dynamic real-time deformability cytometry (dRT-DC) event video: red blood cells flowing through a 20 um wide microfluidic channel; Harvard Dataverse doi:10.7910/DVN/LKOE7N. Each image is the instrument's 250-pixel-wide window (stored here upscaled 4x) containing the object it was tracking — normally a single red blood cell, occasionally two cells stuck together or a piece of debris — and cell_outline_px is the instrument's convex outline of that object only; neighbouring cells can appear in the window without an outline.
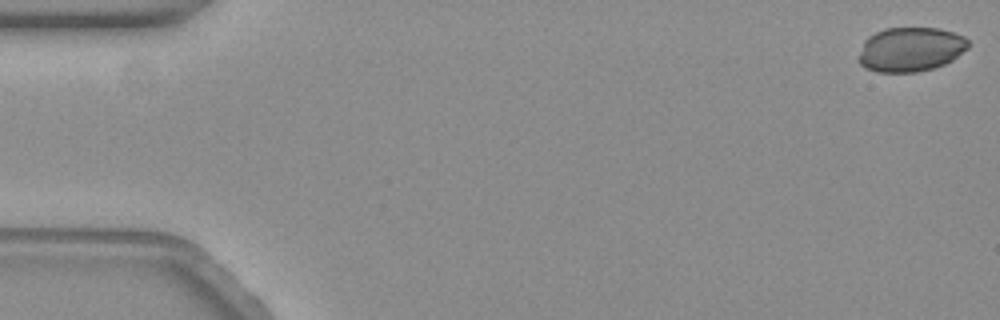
{"species": "common noctule bat (a hibernating species)", "species_latin": "Nyctalus noctula", "temperature_condition": "warm", "stored_images_in_passage": 13, "camera_frame_rate_fps": 3000, "um_per_image_px": 0.085, "animal": {"sex": "female", "body_mass_g": 19.3, "forearm_length_mm": 54.1}, "frame": {"image": 1, "passage_image": 1, "time_ms": 0.0, "image_size_px": [1000, 320], "cell_outline_px": [[968, 48], [952, 60], [944, 64], [932, 68], [916, 72], [876, 72], [864, 68], [856, 60], [864, 40], [868, 36], [884, 28], [940, 28], [964, 36], [968, 40]], "centroid_in_image_um": [77.35, 4.2], "position_along_channel_um": 7.6, "area_um2": 28.55}}